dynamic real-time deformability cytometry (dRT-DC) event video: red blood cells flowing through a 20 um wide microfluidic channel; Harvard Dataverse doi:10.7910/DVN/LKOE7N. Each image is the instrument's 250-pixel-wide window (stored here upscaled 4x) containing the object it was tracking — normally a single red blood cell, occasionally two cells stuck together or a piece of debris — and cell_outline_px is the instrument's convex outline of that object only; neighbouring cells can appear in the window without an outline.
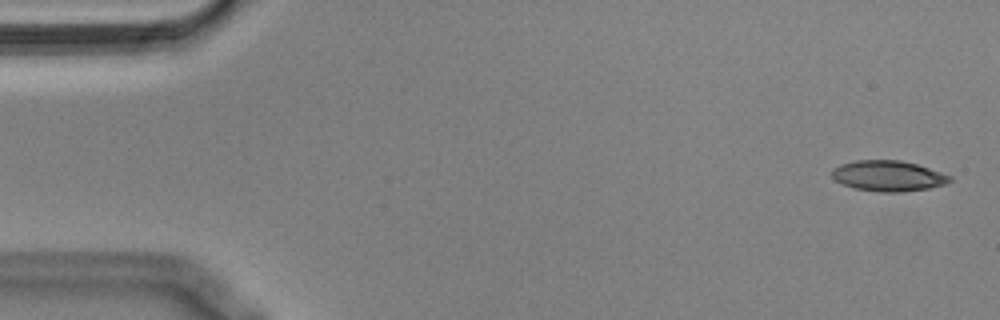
{"species": "Egyptian fruit bat (a non-hibernating species)", "species_latin": "Rousettus aegyptiacus", "temperature_condition": "cold", "stored_images_in_passage": 54, "camera_frame_rate_fps": 3000, "um_per_image_px": 0.085, "animal": {"sex": "male"}, "frame": {"image": 1, "passage_image": 2, "time_ms": 0.333, "image_size_px": [1000, 320], "cell_outline_px": [[952, 180], [944, 184], [928, 188], [900, 192], [880, 192], [852, 188], [836, 180], [832, 176], [832, 168], [840, 164], [856, 160], [900, 160], [916, 164], [952, 176]], "centroid_in_image_um": [75.47, 14.95], "position_along_channel_um": 9.5, "area_um2": 20.92}}
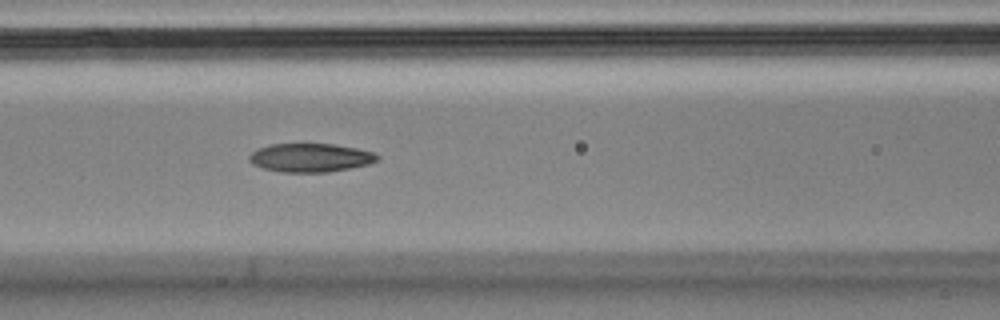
{"frame": {"image": 2, "passage_image": 23, "time_ms": 7.333, "image_size_px": [1000, 320], "cell_outline_px": [[380, 156], [376, 160], [368, 164], [352, 168], [328, 172], [280, 172], [264, 168], [252, 164], [248, 160], [248, 156], [252, 152], [260, 148], [272, 144], [332, 144], [356, 148], [372, 152]], "centroid_in_image_um": [26.37, 13.41], "position_along_channel_um": 140.2, "area_um2": 21.21}}
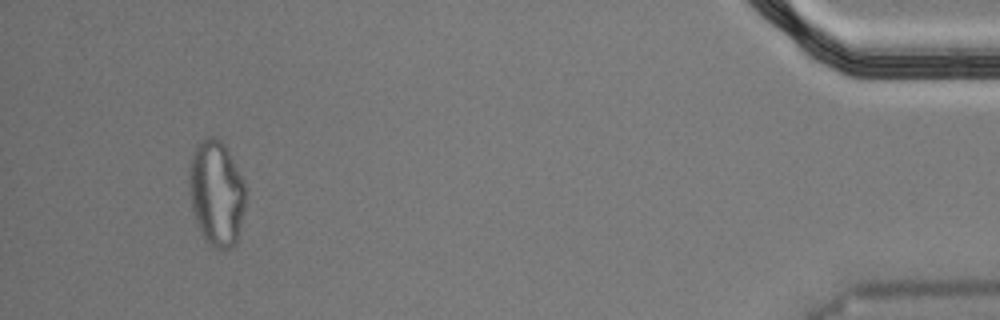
{"frame": {"image": 3, "passage_image": 52, "time_ms": 17.0, "image_size_px": [1000, 320], "cell_outline_px": [[244, 208], [236, 244], [232, 248], [212, 248], [204, 240], [196, 220], [192, 208], [188, 184], [188, 172], [192, 156], [196, 144], [200, 140], [208, 136], [216, 136], [224, 144], [244, 184]], "centroid_in_image_um": [18.36, 16.42], "position_along_channel_um": 416.8, "area_um2": 34.45}, "authors_computed_cell_mechanics": {"area_um2": 21.8195, "velocity_mm_per_s": 3.6047, "shape_relaxation_time_tau1_ms": null, "shape_relaxation_time_tau2_ms": 5.2464, "deformation_change_tau1": null, "deformation_change_tau2": 0.1261}}